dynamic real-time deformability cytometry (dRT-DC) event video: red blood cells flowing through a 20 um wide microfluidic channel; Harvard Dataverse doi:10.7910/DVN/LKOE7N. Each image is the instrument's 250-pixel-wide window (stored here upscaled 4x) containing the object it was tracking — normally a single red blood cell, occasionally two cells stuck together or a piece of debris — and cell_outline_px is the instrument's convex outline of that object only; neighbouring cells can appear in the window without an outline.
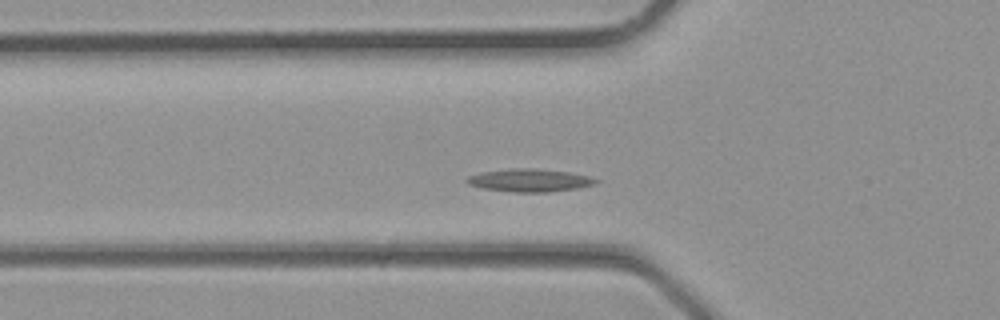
{"species": "common noctule bat (a hibernating species)", "species_latin": "Nyctalus noctula", "temperature_condition": "room temperature", "stored_images_in_passage": 6, "camera_frame_rate_fps": 3000, "um_per_image_px": 0.085, "animal": {"sex": "male", "body_mass_g": 23.1, "forearm_length_mm": 52.7}, "frame": {"image": 1, "passage_image": 3, "time_ms": 0.667, "image_size_px": [1000, 320], "cell_outline_px": [[600, 180], [596, 184], [576, 188], [548, 192], [512, 192], [484, 188], [468, 184], [464, 180], [468, 176], [480, 172], [508, 168], [532, 168], [568, 172], [588, 176]], "centroid_in_image_um": [44.99, 15.32], "position_along_channel_um": 80.8, "area_um2": 17.17}}
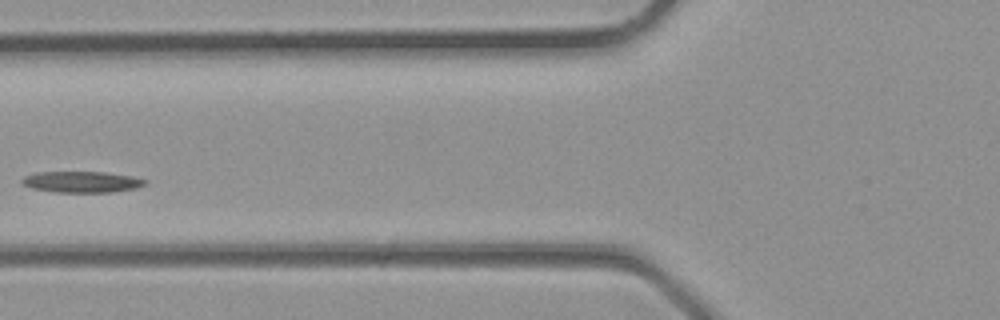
{"frame": {"image": 2, "passage_image": 5, "time_ms": 1.333, "image_size_px": [1000, 320], "cell_outline_px": [[148, 184], [136, 188], [112, 192], [56, 192], [32, 188], [24, 184], [20, 180], [24, 176], [36, 172], [104, 172], [132, 176], [148, 180]], "centroid_in_image_um": [6.99, 15.46], "position_along_channel_um": 118.8, "area_um2": 15.2}}